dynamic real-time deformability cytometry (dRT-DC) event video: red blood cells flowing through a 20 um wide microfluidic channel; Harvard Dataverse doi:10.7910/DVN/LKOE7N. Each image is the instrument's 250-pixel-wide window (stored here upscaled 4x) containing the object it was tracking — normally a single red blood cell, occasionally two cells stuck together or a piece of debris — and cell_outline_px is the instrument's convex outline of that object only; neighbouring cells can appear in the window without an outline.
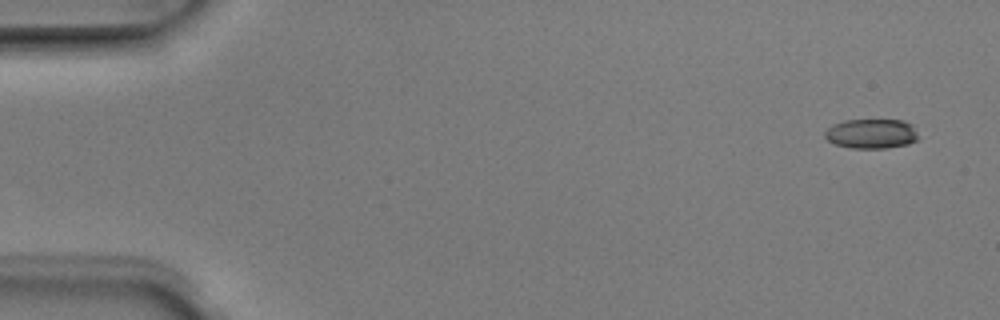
{"species": "Egyptian fruit bat (a non-hibernating species)", "species_latin": "Rousettus aegyptiacus", "temperature_condition": "room temperature", "stored_images_in_passage": 4, "camera_frame_rate_fps": 3000, "um_per_image_px": 0.085, "animal": {"sex": "male"}, "frame": {"image": 1, "passage_image": 1, "time_ms": 0.0, "image_size_px": [1000, 320], "cell_outline_px": [[920, 140], [908, 144], [884, 148], [852, 148], [836, 144], [828, 140], [824, 136], [824, 132], [832, 124], [844, 120], [904, 120], [912, 124]], "centroid_in_image_um": [74.09, 11.36], "position_along_channel_um": 10.9, "area_um2": 16.24}}
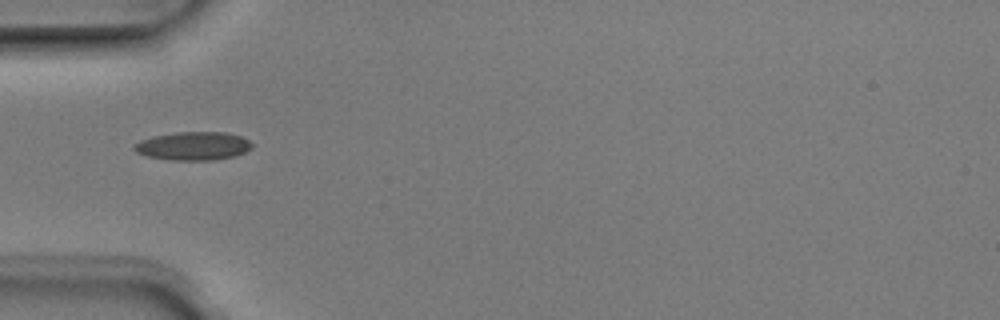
{"frame": {"image": 2, "passage_image": 4, "time_ms": 1.0, "image_size_px": [1000, 320], "cell_outline_px": [[252, 148], [236, 156], [216, 160], [172, 160], [148, 156], [136, 152], [132, 148], [132, 144], [140, 140], [152, 136], [176, 132], [224, 132], [240, 136], [248, 140], [252, 144]], "centroid_in_image_um": [16.4, 12.41], "position_along_channel_um": 68.6, "area_um2": 19.59}}